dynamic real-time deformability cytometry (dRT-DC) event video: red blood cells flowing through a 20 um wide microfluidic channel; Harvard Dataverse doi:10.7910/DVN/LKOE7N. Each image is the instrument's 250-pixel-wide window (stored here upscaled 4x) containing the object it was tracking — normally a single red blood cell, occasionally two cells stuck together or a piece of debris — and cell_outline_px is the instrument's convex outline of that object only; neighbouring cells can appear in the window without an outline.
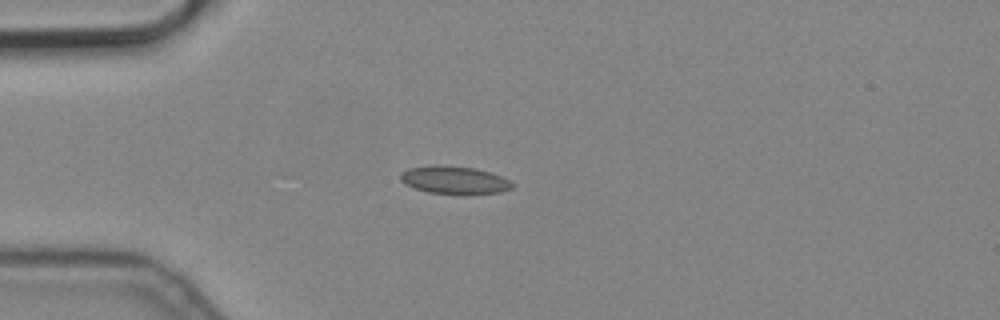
{"species": "common noctule bat (a hibernating species)", "species_latin": "Nyctalus noctula", "temperature_condition": "cold", "stored_images_in_passage": 5, "camera_frame_rate_fps": 3000, "um_per_image_px": 0.085, "animal": {"sex": "male", "body_mass_g": 19.2, "forearm_length_mm": 51.8}, "frame": {"image": 1, "passage_image": 2, "time_ms": 0.333, "image_size_px": [1000, 320], "cell_outline_px": [[516, 184], [512, 188], [500, 192], [468, 196], [460, 196], [428, 192], [404, 184], [400, 180], [400, 172], [408, 168], [432, 164], [440, 164], [476, 168], [492, 172], [512, 180]], "centroid_in_image_um": [38.67, 15.32], "position_along_channel_um": 46.3, "area_um2": 19.13}}
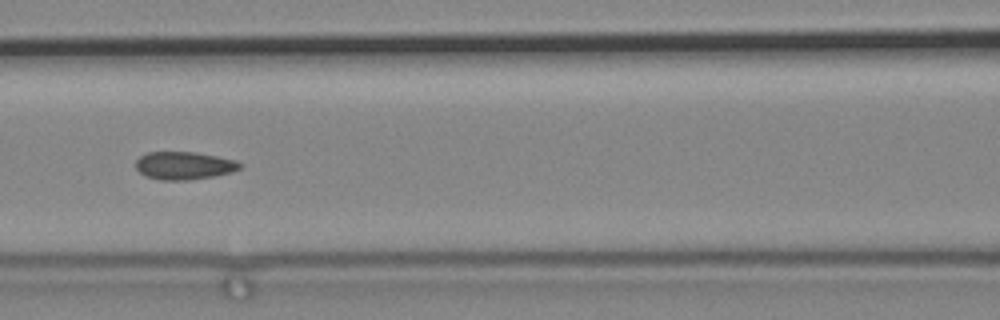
{"frame": {"image": 2, "passage_image": 5, "time_ms": 1.333, "image_size_px": [1000, 320], "cell_outline_px": [[244, 164], [240, 168], [232, 172], [216, 176], [188, 180], [160, 180], [148, 176], [140, 172], [136, 168], [136, 160], [140, 156], [148, 152], [196, 152], [236, 160]], "centroid_in_image_um": [15.68, 14.07], "position_along_channel_um": 150.9, "area_um2": 16.94}}